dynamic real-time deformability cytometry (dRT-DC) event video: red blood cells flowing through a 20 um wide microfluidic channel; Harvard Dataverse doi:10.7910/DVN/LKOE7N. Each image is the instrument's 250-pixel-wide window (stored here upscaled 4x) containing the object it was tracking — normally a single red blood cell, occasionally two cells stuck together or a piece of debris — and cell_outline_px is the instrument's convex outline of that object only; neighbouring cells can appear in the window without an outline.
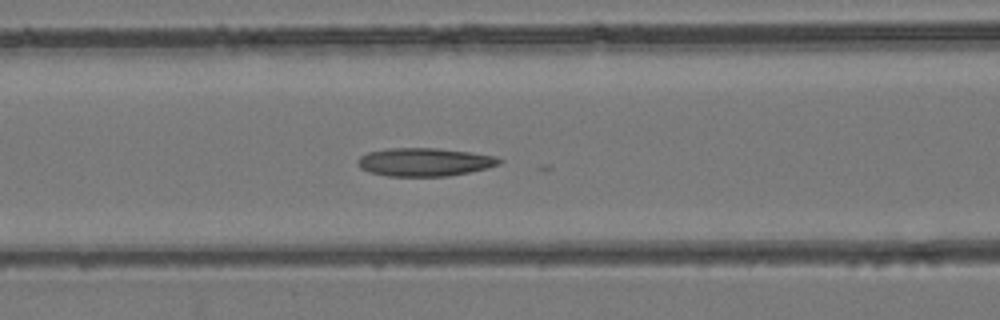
{"species": "common noctule bat (a hibernating species)", "species_latin": "Nyctalus noctula", "temperature_condition": "room temperature", "stored_images_in_passage": 44, "camera_frame_rate_fps": 3000, "um_per_image_px": 0.085, "animal": {"sex": "female", "body_mass_g": 24.6, "forearm_length_mm": 56.2}, "frame": {"image": 1, "passage_image": 18, "time_ms": 5.667, "image_size_px": [1000, 320], "cell_outline_px": [[500, 164], [488, 168], [448, 176], [388, 176], [368, 172], [360, 168], [356, 164], [356, 160], [360, 156], [368, 152], [388, 148], [436, 148], [468, 152], [496, 156], [500, 160]], "centroid_in_image_um": [36.03, 13.77], "position_along_channel_um": 130.6, "area_um2": 23.29}}
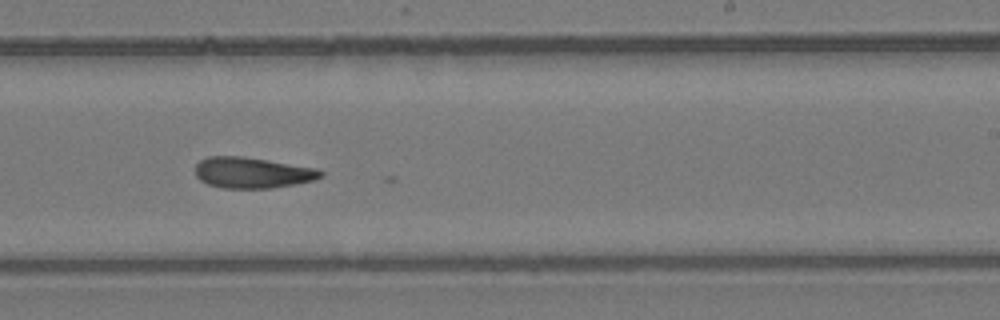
{"frame": {"image": 2, "passage_image": 27, "time_ms": 8.667, "image_size_px": [1000, 320], "cell_outline_px": [[324, 176], [312, 180], [296, 184], [272, 188], [220, 188], [208, 184], [200, 180], [196, 176], [196, 164], [200, 160], [208, 156], [244, 156], [320, 168], [324, 172]], "centroid_in_image_um": [21.48, 14.67], "position_along_channel_um": 267.5, "area_um2": 22.89}}
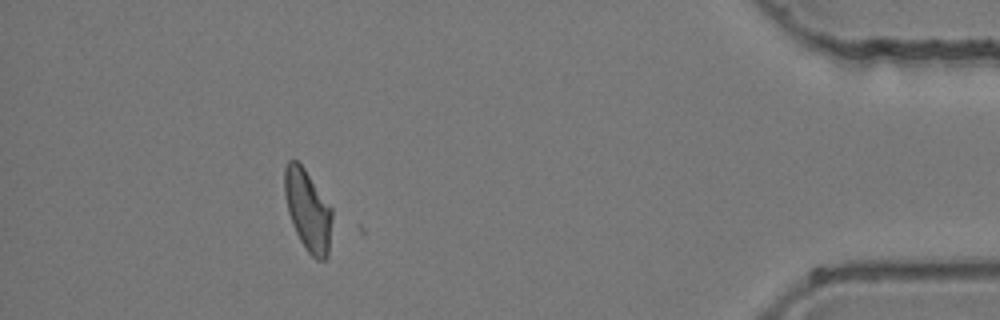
{"frame": {"image": 3, "passage_image": 40, "time_ms": 13.0, "image_size_px": [1000, 320], "cell_outline_px": [[332, 220], [328, 256], [324, 260], [316, 260], [308, 252], [300, 240], [292, 224], [288, 212], [284, 192], [284, 168], [288, 160], [296, 160], [304, 168], [332, 208]], "centroid_in_image_um": [26.16, 17.88], "position_along_channel_um": 409.0, "area_um2": 22.43}}